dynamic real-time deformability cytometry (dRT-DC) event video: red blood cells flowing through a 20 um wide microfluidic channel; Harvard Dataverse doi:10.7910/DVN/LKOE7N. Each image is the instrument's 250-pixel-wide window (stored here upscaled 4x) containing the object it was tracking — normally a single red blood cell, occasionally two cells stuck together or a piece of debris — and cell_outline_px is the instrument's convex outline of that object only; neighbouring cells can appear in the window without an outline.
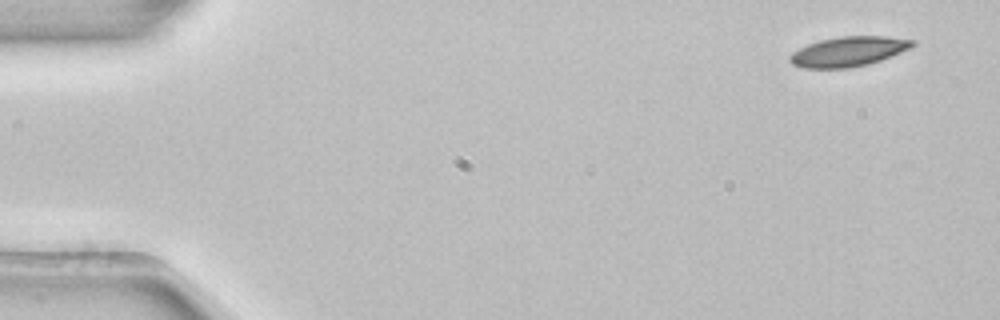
{"species": "common noctule bat (a hibernating species)", "species_latin": "Nyctalus noctula", "temperature_condition": "room temperature", "stored_images_in_passage": 4, "camera_frame_rate_fps": 3000, "um_per_image_px": 0.085, "animal": {"sex": "female", "body_mass_g": 22.7, "forearm_length_mm": 54.2}, "frame": {"image": 1, "passage_image": 1, "time_ms": 0.0, "image_size_px": [1000, 320], "cell_outline_px": [[916, 44], [912, 48], [880, 60], [868, 64], [848, 68], [804, 68], [792, 64], [788, 60], [788, 56], [792, 52], [808, 44], [820, 40], [840, 36], [884, 36], [916, 40]], "centroid_in_image_um": [72.12, 4.37], "position_along_channel_um": 12.9, "area_um2": 21.39}}
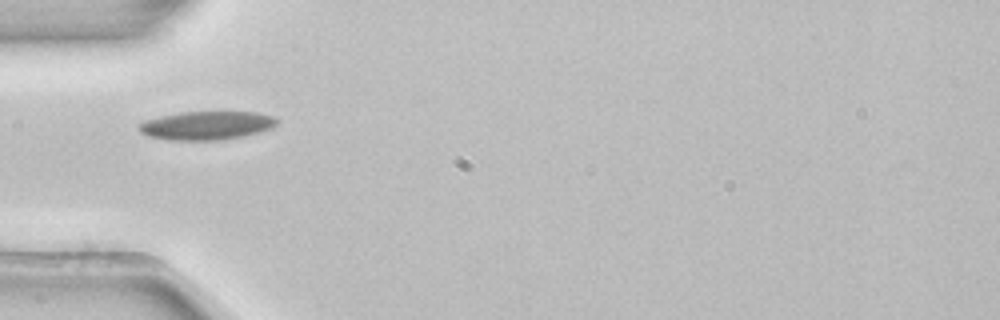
{"frame": {"image": 2, "passage_image": 4, "time_ms": 1.0, "image_size_px": [1000, 320], "cell_outline_px": [[280, 120], [272, 128], [260, 132], [220, 140], [172, 140], [148, 136], [140, 132], [136, 128], [144, 120], [160, 116], [180, 112], [256, 112], [272, 116]], "centroid_in_image_um": [17.55, 10.66], "position_along_channel_um": 67.5, "area_um2": 22.95}}